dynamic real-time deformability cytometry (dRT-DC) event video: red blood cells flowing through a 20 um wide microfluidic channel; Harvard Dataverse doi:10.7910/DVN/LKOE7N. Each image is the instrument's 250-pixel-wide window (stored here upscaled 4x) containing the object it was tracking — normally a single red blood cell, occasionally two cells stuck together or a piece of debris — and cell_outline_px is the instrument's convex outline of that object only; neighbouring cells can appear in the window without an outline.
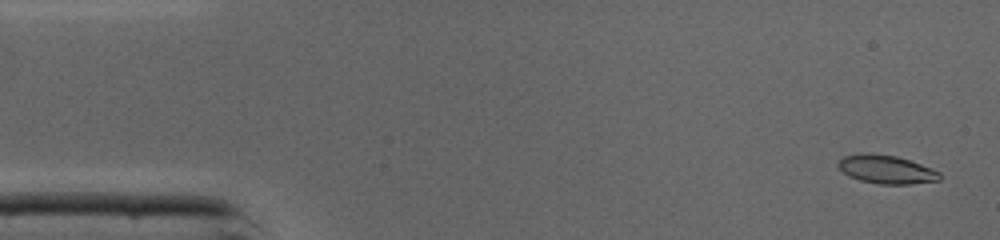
{"species": "common noctule bat (a hibernating species)", "species_latin": "Nyctalus noctula", "temperature_condition": "cold", "stored_images_in_passage": 46, "camera_frame_rate_fps": 3000, "um_per_image_px": 0.085, "animal": {"sex": "male", "body_mass_g": 19.0, "forearm_length_mm": 50.8}, "frame": {"image": 1, "passage_image": 2, "time_ms": 0.333, "image_size_px": [1000, 240], "cell_outline_px": [[940, 180], [908, 184], [880, 184], [860, 180], [848, 176], [836, 164], [836, 160], [844, 156], [868, 152], [896, 156], [932, 168], [940, 172]], "centroid_in_image_um": [75.3, 14.39], "position_along_channel_um": 9.7, "area_um2": 16.82}}
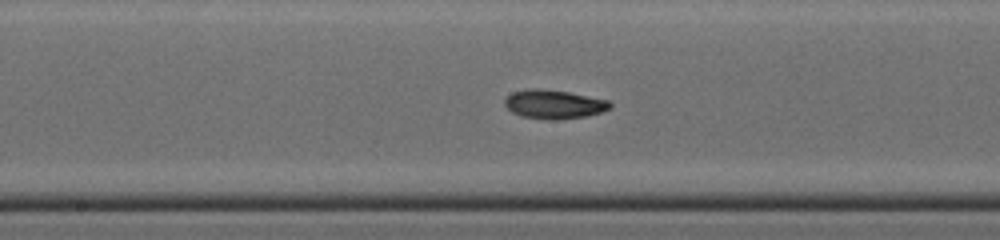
{"frame": {"image": 2, "passage_image": 23, "time_ms": 7.333, "image_size_px": [1000, 240], "cell_outline_px": [[612, 108], [588, 116], [556, 120], [548, 120], [520, 116], [512, 112], [504, 104], [504, 100], [512, 92], [536, 88], [568, 92], [608, 100], [612, 104]], "centroid_in_image_um": [47.09, 8.88], "position_along_channel_um": 201.1, "area_um2": 17.69}}
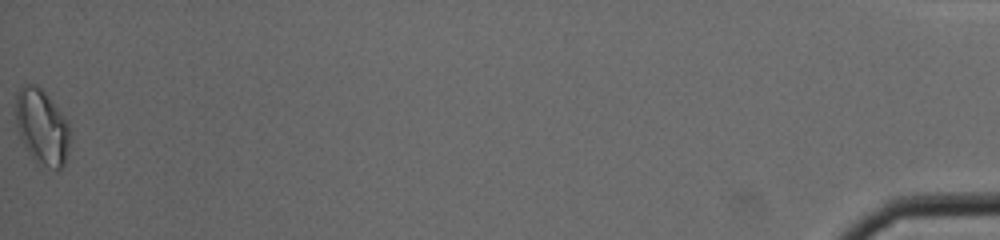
{"frame": {"image": 3, "passage_image": 46, "time_ms": 15.0, "image_size_px": [1000, 240], "cell_outline_px": [[68, 148], [64, 164], [60, 172], [56, 172], [36, 164], [28, 152], [20, 136], [16, 124], [16, 92], [24, 84], [36, 84], [52, 100], [68, 120]], "centroid_in_image_um": [3.56, 10.83], "position_along_channel_um": 431.6, "area_um2": 24.1}, "authors_computed_cell_mechanics": {"area_um2": 16.9643, "velocity_mm_per_s": 4.3754, "shape_relaxation_time_tau1_ms": 11.0328, "shape_relaxation_time_tau2_ms": 11.0446, "deformation_change_tau1": 0.2936, "deformation_change_tau2": 0.1779}}